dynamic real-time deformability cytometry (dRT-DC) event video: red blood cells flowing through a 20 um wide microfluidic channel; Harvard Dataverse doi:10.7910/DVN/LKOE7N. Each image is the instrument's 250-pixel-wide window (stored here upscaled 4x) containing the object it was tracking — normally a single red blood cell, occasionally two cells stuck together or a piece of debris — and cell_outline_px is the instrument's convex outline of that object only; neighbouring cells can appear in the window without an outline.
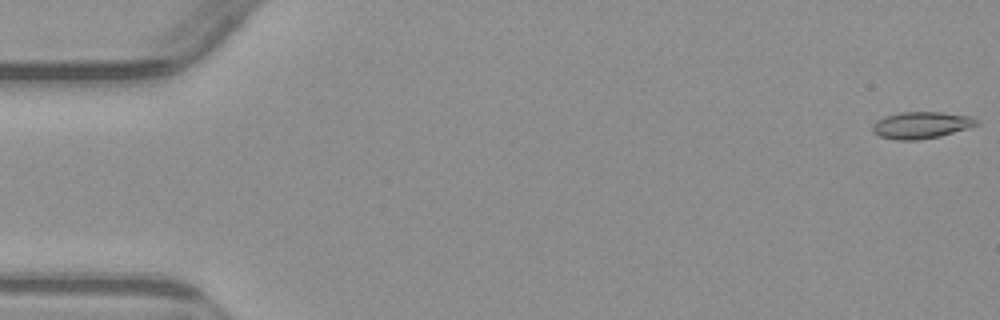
{"species": "common noctule bat (a hibernating species)", "species_latin": "Nyctalus noctula", "temperature_condition": "warm", "stored_images_in_passage": 5, "camera_frame_rate_fps": 3000, "um_per_image_px": 0.085, "animal": {"sex": "male", "body_mass_g": 23.1, "forearm_length_mm": 52.7}, "frame": {"image": 1, "passage_image": 1, "time_ms": 0.0, "image_size_px": [1000, 320], "cell_outline_px": [[980, 124], [968, 128], [940, 136], [916, 140], [896, 140], [880, 136], [872, 132], [872, 124], [876, 120], [884, 116], [900, 112], [944, 112], [972, 116], [980, 120]], "centroid_in_image_um": [78.32, 10.62], "position_along_channel_um": 6.7, "area_um2": 16.47}}
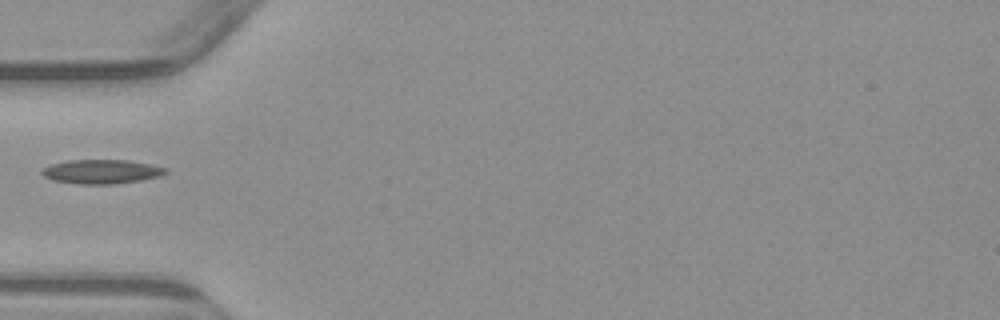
{"frame": {"image": 2, "passage_image": 4, "time_ms": 5.667, "image_size_px": [1000, 320], "cell_outline_px": [[168, 172], [160, 176], [140, 180], [112, 184], [80, 184], [52, 180], [44, 176], [40, 172], [44, 168], [52, 164], [68, 160], [128, 160], [168, 168]], "centroid_in_image_um": [8.63, 14.59], "position_along_channel_um": 76.4, "area_um2": 17.28}}
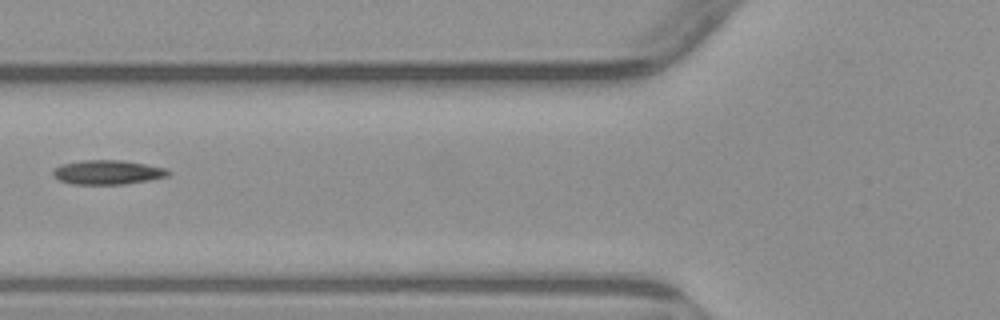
{"frame": {"image": 3, "passage_image": 5, "time_ms": 6.667, "image_size_px": [1000, 320], "cell_outline_px": [[172, 172], [168, 176], [148, 180], [124, 184], [72, 184], [60, 180], [52, 176], [52, 168], [60, 164], [80, 160], [124, 160], [164, 168]], "centroid_in_image_um": [9.09, 14.63], "position_along_channel_um": 116.7, "area_um2": 16.42}}